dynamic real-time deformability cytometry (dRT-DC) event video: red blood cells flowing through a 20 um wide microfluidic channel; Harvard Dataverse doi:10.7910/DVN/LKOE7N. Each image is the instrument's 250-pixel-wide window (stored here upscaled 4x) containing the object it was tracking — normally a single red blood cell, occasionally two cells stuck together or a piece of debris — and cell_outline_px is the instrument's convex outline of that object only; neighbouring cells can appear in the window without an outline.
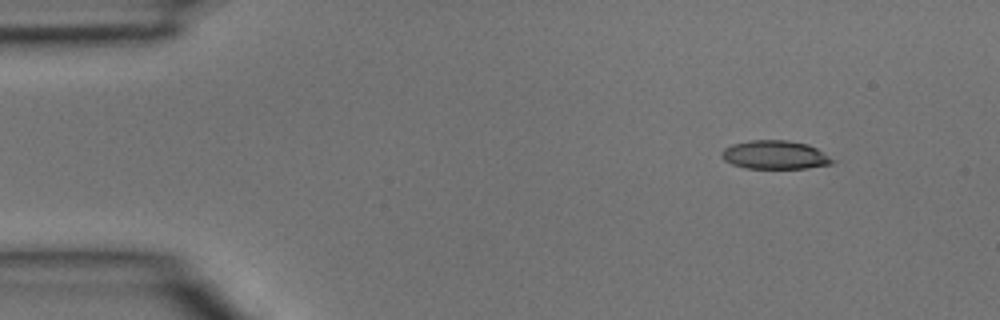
{"species": "common noctule bat (a hibernating species)", "species_latin": "Nyctalus noctula", "temperature_condition": "room temperature", "stored_images_in_passage": 4, "camera_frame_rate_fps": 3000, "um_per_image_px": 0.085, "animal": {"sex": "male", "body_mass_g": 15.6}, "frame": {"image": 1, "passage_image": 2, "time_ms": 0.333, "image_size_px": [1000, 320], "cell_outline_px": [[836, 160], [832, 164], [804, 168], [744, 168], [732, 164], [724, 160], [720, 156], [720, 152], [724, 148], [732, 144], [748, 140], [788, 140], [808, 144], [816, 148]], "centroid_in_image_um": [65.84, 13.16], "position_along_channel_um": 19.2, "area_um2": 18.55}}
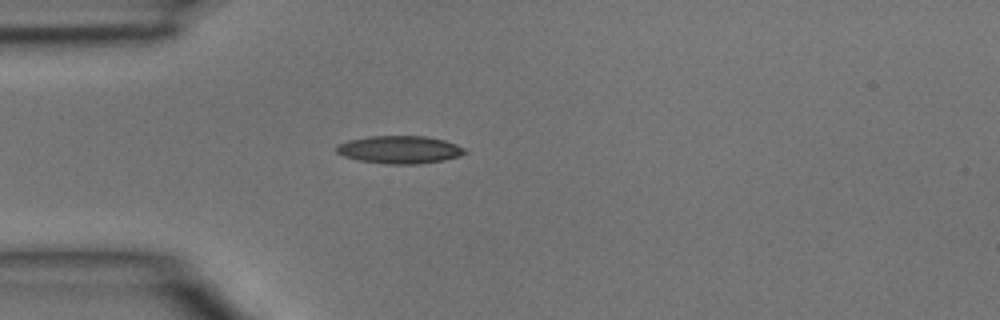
{"frame": {"image": 2, "passage_image": 4, "time_ms": 1.0, "image_size_px": [1000, 320], "cell_outline_px": [[468, 152], [460, 156], [444, 160], [416, 164], [388, 164], [360, 160], [344, 156], [336, 152], [336, 144], [348, 140], [368, 136], [424, 136], [444, 140], [456, 144], [464, 148]], "centroid_in_image_um": [33.97, 12.71], "position_along_channel_um": 51.0, "area_um2": 20.75}}